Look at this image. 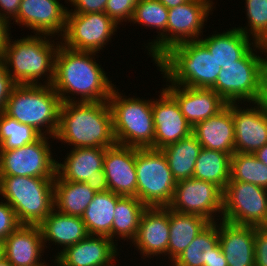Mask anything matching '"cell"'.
Wrapping results in <instances>:
<instances>
[{
	"instance_id": "1",
	"label": "cell",
	"mask_w": 267,
	"mask_h": 266,
	"mask_svg": "<svg viewBox=\"0 0 267 266\" xmlns=\"http://www.w3.org/2000/svg\"><path fill=\"white\" fill-rule=\"evenodd\" d=\"M95 52L70 49L60 43L52 87L62 103L108 101L115 86L96 60ZM71 95V96H70ZM75 96V97H73ZM76 96H80V98Z\"/></svg>"
},
{
	"instance_id": "2",
	"label": "cell",
	"mask_w": 267,
	"mask_h": 266,
	"mask_svg": "<svg viewBox=\"0 0 267 266\" xmlns=\"http://www.w3.org/2000/svg\"><path fill=\"white\" fill-rule=\"evenodd\" d=\"M55 139L72 148L114 146L116 142L108 101L62 103Z\"/></svg>"
},
{
	"instance_id": "3",
	"label": "cell",
	"mask_w": 267,
	"mask_h": 266,
	"mask_svg": "<svg viewBox=\"0 0 267 266\" xmlns=\"http://www.w3.org/2000/svg\"><path fill=\"white\" fill-rule=\"evenodd\" d=\"M53 37L30 34L14 41L9 37L1 59L16 84H52L55 56L61 43V40L55 42ZM44 77L46 80L42 83L40 80Z\"/></svg>"
},
{
	"instance_id": "4",
	"label": "cell",
	"mask_w": 267,
	"mask_h": 266,
	"mask_svg": "<svg viewBox=\"0 0 267 266\" xmlns=\"http://www.w3.org/2000/svg\"><path fill=\"white\" fill-rule=\"evenodd\" d=\"M153 64L162 78H166L165 82L190 88H211L221 71L214 56L200 40L172 46Z\"/></svg>"
},
{
	"instance_id": "5",
	"label": "cell",
	"mask_w": 267,
	"mask_h": 266,
	"mask_svg": "<svg viewBox=\"0 0 267 266\" xmlns=\"http://www.w3.org/2000/svg\"><path fill=\"white\" fill-rule=\"evenodd\" d=\"M257 50L262 53L259 55ZM266 53L267 46L257 43L242 59L230 65L222 66L211 89L227 103H252L266 100ZM262 54L265 57H262Z\"/></svg>"
},
{
	"instance_id": "6",
	"label": "cell",
	"mask_w": 267,
	"mask_h": 266,
	"mask_svg": "<svg viewBox=\"0 0 267 266\" xmlns=\"http://www.w3.org/2000/svg\"><path fill=\"white\" fill-rule=\"evenodd\" d=\"M61 104L52 85L17 84L4 112L20 123L33 127L41 135L54 138L59 126Z\"/></svg>"
},
{
	"instance_id": "7",
	"label": "cell",
	"mask_w": 267,
	"mask_h": 266,
	"mask_svg": "<svg viewBox=\"0 0 267 266\" xmlns=\"http://www.w3.org/2000/svg\"><path fill=\"white\" fill-rule=\"evenodd\" d=\"M118 90L115 87L108 99L116 144L154 149L152 98H128Z\"/></svg>"
},
{
	"instance_id": "8",
	"label": "cell",
	"mask_w": 267,
	"mask_h": 266,
	"mask_svg": "<svg viewBox=\"0 0 267 266\" xmlns=\"http://www.w3.org/2000/svg\"><path fill=\"white\" fill-rule=\"evenodd\" d=\"M55 178L0 176V195L21 225H39L54 209Z\"/></svg>"
},
{
	"instance_id": "9",
	"label": "cell",
	"mask_w": 267,
	"mask_h": 266,
	"mask_svg": "<svg viewBox=\"0 0 267 266\" xmlns=\"http://www.w3.org/2000/svg\"><path fill=\"white\" fill-rule=\"evenodd\" d=\"M137 198L147 207H168L176 180L161 149L136 148Z\"/></svg>"
},
{
	"instance_id": "10",
	"label": "cell",
	"mask_w": 267,
	"mask_h": 266,
	"mask_svg": "<svg viewBox=\"0 0 267 266\" xmlns=\"http://www.w3.org/2000/svg\"><path fill=\"white\" fill-rule=\"evenodd\" d=\"M221 220L263 226L267 220V189L248 182L229 180L223 190Z\"/></svg>"
},
{
	"instance_id": "11",
	"label": "cell",
	"mask_w": 267,
	"mask_h": 266,
	"mask_svg": "<svg viewBox=\"0 0 267 266\" xmlns=\"http://www.w3.org/2000/svg\"><path fill=\"white\" fill-rule=\"evenodd\" d=\"M41 136L31 144L11 150H0V176H29L55 178L57 160L48 141ZM51 146V147H50Z\"/></svg>"
},
{
	"instance_id": "12",
	"label": "cell",
	"mask_w": 267,
	"mask_h": 266,
	"mask_svg": "<svg viewBox=\"0 0 267 266\" xmlns=\"http://www.w3.org/2000/svg\"><path fill=\"white\" fill-rule=\"evenodd\" d=\"M119 26L105 13H67L61 43L78 51L99 53L111 42Z\"/></svg>"
},
{
	"instance_id": "13",
	"label": "cell",
	"mask_w": 267,
	"mask_h": 266,
	"mask_svg": "<svg viewBox=\"0 0 267 266\" xmlns=\"http://www.w3.org/2000/svg\"><path fill=\"white\" fill-rule=\"evenodd\" d=\"M168 207L176 212L196 214L210 222H217L222 219L223 190L212 182L183 179L176 182Z\"/></svg>"
},
{
	"instance_id": "14",
	"label": "cell",
	"mask_w": 267,
	"mask_h": 266,
	"mask_svg": "<svg viewBox=\"0 0 267 266\" xmlns=\"http://www.w3.org/2000/svg\"><path fill=\"white\" fill-rule=\"evenodd\" d=\"M106 148H72L65 160L57 161L56 174L65 181L85 182L95 192L109 191L105 177Z\"/></svg>"
},
{
	"instance_id": "15",
	"label": "cell",
	"mask_w": 267,
	"mask_h": 266,
	"mask_svg": "<svg viewBox=\"0 0 267 266\" xmlns=\"http://www.w3.org/2000/svg\"><path fill=\"white\" fill-rule=\"evenodd\" d=\"M238 104L231 103L235 129L234 153H254L267 144V99L250 102L249 105L248 102Z\"/></svg>"
},
{
	"instance_id": "16",
	"label": "cell",
	"mask_w": 267,
	"mask_h": 266,
	"mask_svg": "<svg viewBox=\"0 0 267 266\" xmlns=\"http://www.w3.org/2000/svg\"><path fill=\"white\" fill-rule=\"evenodd\" d=\"M214 3L213 0H190L168 9L167 51L174 45L202 37Z\"/></svg>"
},
{
	"instance_id": "17",
	"label": "cell",
	"mask_w": 267,
	"mask_h": 266,
	"mask_svg": "<svg viewBox=\"0 0 267 266\" xmlns=\"http://www.w3.org/2000/svg\"><path fill=\"white\" fill-rule=\"evenodd\" d=\"M67 2V0H65ZM68 8L59 0H21L13 23L32 30L34 34L64 35Z\"/></svg>"
},
{
	"instance_id": "18",
	"label": "cell",
	"mask_w": 267,
	"mask_h": 266,
	"mask_svg": "<svg viewBox=\"0 0 267 266\" xmlns=\"http://www.w3.org/2000/svg\"><path fill=\"white\" fill-rule=\"evenodd\" d=\"M159 98H152V113L155 127L154 149L178 142L192 134L188 123L175 98L163 87Z\"/></svg>"
},
{
	"instance_id": "19",
	"label": "cell",
	"mask_w": 267,
	"mask_h": 266,
	"mask_svg": "<svg viewBox=\"0 0 267 266\" xmlns=\"http://www.w3.org/2000/svg\"><path fill=\"white\" fill-rule=\"evenodd\" d=\"M169 238V207H147L131 245H134V249L137 248L142 259L146 261L145 258H148L149 261L154 256L168 257Z\"/></svg>"
},
{
	"instance_id": "20",
	"label": "cell",
	"mask_w": 267,
	"mask_h": 266,
	"mask_svg": "<svg viewBox=\"0 0 267 266\" xmlns=\"http://www.w3.org/2000/svg\"><path fill=\"white\" fill-rule=\"evenodd\" d=\"M108 236L88 235L85 239L54 254V266H117L120 256L117 247Z\"/></svg>"
},
{
	"instance_id": "21",
	"label": "cell",
	"mask_w": 267,
	"mask_h": 266,
	"mask_svg": "<svg viewBox=\"0 0 267 266\" xmlns=\"http://www.w3.org/2000/svg\"><path fill=\"white\" fill-rule=\"evenodd\" d=\"M136 147L115 144L106 148L104 172L108 188L113 193L137 197Z\"/></svg>"
},
{
	"instance_id": "22",
	"label": "cell",
	"mask_w": 267,
	"mask_h": 266,
	"mask_svg": "<svg viewBox=\"0 0 267 266\" xmlns=\"http://www.w3.org/2000/svg\"><path fill=\"white\" fill-rule=\"evenodd\" d=\"M164 87L175 98L181 113L192 127L216 115L228 104L211 88H190L170 82Z\"/></svg>"
},
{
	"instance_id": "23",
	"label": "cell",
	"mask_w": 267,
	"mask_h": 266,
	"mask_svg": "<svg viewBox=\"0 0 267 266\" xmlns=\"http://www.w3.org/2000/svg\"><path fill=\"white\" fill-rule=\"evenodd\" d=\"M2 243L4 258L12 266H50L42 259L45 246L39 225H20Z\"/></svg>"
},
{
	"instance_id": "24",
	"label": "cell",
	"mask_w": 267,
	"mask_h": 266,
	"mask_svg": "<svg viewBox=\"0 0 267 266\" xmlns=\"http://www.w3.org/2000/svg\"><path fill=\"white\" fill-rule=\"evenodd\" d=\"M219 244L228 266H255L256 227L218 222Z\"/></svg>"
},
{
	"instance_id": "25",
	"label": "cell",
	"mask_w": 267,
	"mask_h": 266,
	"mask_svg": "<svg viewBox=\"0 0 267 266\" xmlns=\"http://www.w3.org/2000/svg\"><path fill=\"white\" fill-rule=\"evenodd\" d=\"M192 134L202 145V148L219 150L232 156L234 154L235 129L231 103H228L216 115L196 124Z\"/></svg>"
},
{
	"instance_id": "26",
	"label": "cell",
	"mask_w": 267,
	"mask_h": 266,
	"mask_svg": "<svg viewBox=\"0 0 267 266\" xmlns=\"http://www.w3.org/2000/svg\"><path fill=\"white\" fill-rule=\"evenodd\" d=\"M131 23L157 30L158 35L154 37L156 39L149 40L144 46L155 63L167 52L168 8L159 0H140L134 8Z\"/></svg>"
},
{
	"instance_id": "27",
	"label": "cell",
	"mask_w": 267,
	"mask_h": 266,
	"mask_svg": "<svg viewBox=\"0 0 267 266\" xmlns=\"http://www.w3.org/2000/svg\"><path fill=\"white\" fill-rule=\"evenodd\" d=\"M39 227L46 249L49 248L47 243L55 244L60 248L57 255L89 235L81 217L61 213L55 208L39 224Z\"/></svg>"
},
{
	"instance_id": "28",
	"label": "cell",
	"mask_w": 267,
	"mask_h": 266,
	"mask_svg": "<svg viewBox=\"0 0 267 266\" xmlns=\"http://www.w3.org/2000/svg\"><path fill=\"white\" fill-rule=\"evenodd\" d=\"M214 56L220 68L242 59L257 43L244 35L238 28L213 34L199 39Z\"/></svg>"
},
{
	"instance_id": "29",
	"label": "cell",
	"mask_w": 267,
	"mask_h": 266,
	"mask_svg": "<svg viewBox=\"0 0 267 266\" xmlns=\"http://www.w3.org/2000/svg\"><path fill=\"white\" fill-rule=\"evenodd\" d=\"M211 222L196 215L180 213L169 208L170 238L168 258L172 263Z\"/></svg>"
},
{
	"instance_id": "30",
	"label": "cell",
	"mask_w": 267,
	"mask_h": 266,
	"mask_svg": "<svg viewBox=\"0 0 267 266\" xmlns=\"http://www.w3.org/2000/svg\"><path fill=\"white\" fill-rule=\"evenodd\" d=\"M85 182L54 180V208L61 213L82 217L95 194Z\"/></svg>"
},
{
	"instance_id": "31",
	"label": "cell",
	"mask_w": 267,
	"mask_h": 266,
	"mask_svg": "<svg viewBox=\"0 0 267 266\" xmlns=\"http://www.w3.org/2000/svg\"><path fill=\"white\" fill-rule=\"evenodd\" d=\"M121 197L110 190L95 194L81 217L89 235L108 236L111 239L114 211Z\"/></svg>"
},
{
	"instance_id": "32",
	"label": "cell",
	"mask_w": 267,
	"mask_h": 266,
	"mask_svg": "<svg viewBox=\"0 0 267 266\" xmlns=\"http://www.w3.org/2000/svg\"><path fill=\"white\" fill-rule=\"evenodd\" d=\"M201 149L202 145L193 134L161 149L176 181L193 178L196 160Z\"/></svg>"
},
{
	"instance_id": "33",
	"label": "cell",
	"mask_w": 267,
	"mask_h": 266,
	"mask_svg": "<svg viewBox=\"0 0 267 266\" xmlns=\"http://www.w3.org/2000/svg\"><path fill=\"white\" fill-rule=\"evenodd\" d=\"M147 206L137 197L122 196L116 204L114 211V219L111 229V240L115 241L127 240L131 244L134 240L141 216ZM116 237V238H115ZM117 239V240H116Z\"/></svg>"
},
{
	"instance_id": "34",
	"label": "cell",
	"mask_w": 267,
	"mask_h": 266,
	"mask_svg": "<svg viewBox=\"0 0 267 266\" xmlns=\"http://www.w3.org/2000/svg\"><path fill=\"white\" fill-rule=\"evenodd\" d=\"M230 159L228 153L202 148L196 160L193 178L212 182L224 190L230 180Z\"/></svg>"
},
{
	"instance_id": "35",
	"label": "cell",
	"mask_w": 267,
	"mask_h": 266,
	"mask_svg": "<svg viewBox=\"0 0 267 266\" xmlns=\"http://www.w3.org/2000/svg\"><path fill=\"white\" fill-rule=\"evenodd\" d=\"M218 244V221L211 222L171 263V266H210V258Z\"/></svg>"
},
{
	"instance_id": "36",
	"label": "cell",
	"mask_w": 267,
	"mask_h": 266,
	"mask_svg": "<svg viewBox=\"0 0 267 266\" xmlns=\"http://www.w3.org/2000/svg\"><path fill=\"white\" fill-rule=\"evenodd\" d=\"M230 180L248 182L267 189V166L253 153H234L230 159Z\"/></svg>"
},
{
	"instance_id": "37",
	"label": "cell",
	"mask_w": 267,
	"mask_h": 266,
	"mask_svg": "<svg viewBox=\"0 0 267 266\" xmlns=\"http://www.w3.org/2000/svg\"><path fill=\"white\" fill-rule=\"evenodd\" d=\"M41 136L33 127L20 123L5 112L0 113V150L20 148Z\"/></svg>"
},
{
	"instance_id": "38",
	"label": "cell",
	"mask_w": 267,
	"mask_h": 266,
	"mask_svg": "<svg viewBox=\"0 0 267 266\" xmlns=\"http://www.w3.org/2000/svg\"><path fill=\"white\" fill-rule=\"evenodd\" d=\"M247 26L237 27L256 43L267 46V0H245Z\"/></svg>"
},
{
	"instance_id": "39",
	"label": "cell",
	"mask_w": 267,
	"mask_h": 266,
	"mask_svg": "<svg viewBox=\"0 0 267 266\" xmlns=\"http://www.w3.org/2000/svg\"><path fill=\"white\" fill-rule=\"evenodd\" d=\"M140 0H108L105 13L119 26L123 22H130L135 6Z\"/></svg>"
},
{
	"instance_id": "40",
	"label": "cell",
	"mask_w": 267,
	"mask_h": 266,
	"mask_svg": "<svg viewBox=\"0 0 267 266\" xmlns=\"http://www.w3.org/2000/svg\"><path fill=\"white\" fill-rule=\"evenodd\" d=\"M15 211L5 201H0V242H3L7 236L15 231L19 226Z\"/></svg>"
},
{
	"instance_id": "41",
	"label": "cell",
	"mask_w": 267,
	"mask_h": 266,
	"mask_svg": "<svg viewBox=\"0 0 267 266\" xmlns=\"http://www.w3.org/2000/svg\"><path fill=\"white\" fill-rule=\"evenodd\" d=\"M16 82L9 75L4 61L0 58V113L4 112Z\"/></svg>"
},
{
	"instance_id": "42",
	"label": "cell",
	"mask_w": 267,
	"mask_h": 266,
	"mask_svg": "<svg viewBox=\"0 0 267 266\" xmlns=\"http://www.w3.org/2000/svg\"><path fill=\"white\" fill-rule=\"evenodd\" d=\"M108 0H67L73 9L67 13H97L105 12V6ZM69 2V3H68Z\"/></svg>"
},
{
	"instance_id": "43",
	"label": "cell",
	"mask_w": 267,
	"mask_h": 266,
	"mask_svg": "<svg viewBox=\"0 0 267 266\" xmlns=\"http://www.w3.org/2000/svg\"><path fill=\"white\" fill-rule=\"evenodd\" d=\"M255 266H267V228L256 227Z\"/></svg>"
},
{
	"instance_id": "44",
	"label": "cell",
	"mask_w": 267,
	"mask_h": 266,
	"mask_svg": "<svg viewBox=\"0 0 267 266\" xmlns=\"http://www.w3.org/2000/svg\"><path fill=\"white\" fill-rule=\"evenodd\" d=\"M21 0H0V15L10 24L17 17Z\"/></svg>"
},
{
	"instance_id": "45",
	"label": "cell",
	"mask_w": 267,
	"mask_h": 266,
	"mask_svg": "<svg viewBox=\"0 0 267 266\" xmlns=\"http://www.w3.org/2000/svg\"><path fill=\"white\" fill-rule=\"evenodd\" d=\"M9 25L10 23L0 15V58H2V54L10 37L9 35H11L10 31L12 26Z\"/></svg>"
},
{
	"instance_id": "46",
	"label": "cell",
	"mask_w": 267,
	"mask_h": 266,
	"mask_svg": "<svg viewBox=\"0 0 267 266\" xmlns=\"http://www.w3.org/2000/svg\"><path fill=\"white\" fill-rule=\"evenodd\" d=\"M210 266H228L220 244L214 248V253H212L210 258Z\"/></svg>"
},
{
	"instance_id": "47",
	"label": "cell",
	"mask_w": 267,
	"mask_h": 266,
	"mask_svg": "<svg viewBox=\"0 0 267 266\" xmlns=\"http://www.w3.org/2000/svg\"><path fill=\"white\" fill-rule=\"evenodd\" d=\"M258 160L267 166V144L253 153Z\"/></svg>"
},
{
	"instance_id": "48",
	"label": "cell",
	"mask_w": 267,
	"mask_h": 266,
	"mask_svg": "<svg viewBox=\"0 0 267 266\" xmlns=\"http://www.w3.org/2000/svg\"><path fill=\"white\" fill-rule=\"evenodd\" d=\"M166 8L170 9L173 7H176L178 5H181L183 3H186L190 0H159Z\"/></svg>"
},
{
	"instance_id": "49",
	"label": "cell",
	"mask_w": 267,
	"mask_h": 266,
	"mask_svg": "<svg viewBox=\"0 0 267 266\" xmlns=\"http://www.w3.org/2000/svg\"><path fill=\"white\" fill-rule=\"evenodd\" d=\"M0 266H12V265H11V263L7 259L3 258L0 261Z\"/></svg>"
},
{
	"instance_id": "50",
	"label": "cell",
	"mask_w": 267,
	"mask_h": 266,
	"mask_svg": "<svg viewBox=\"0 0 267 266\" xmlns=\"http://www.w3.org/2000/svg\"><path fill=\"white\" fill-rule=\"evenodd\" d=\"M4 258L3 243L0 242V261Z\"/></svg>"
},
{
	"instance_id": "51",
	"label": "cell",
	"mask_w": 267,
	"mask_h": 266,
	"mask_svg": "<svg viewBox=\"0 0 267 266\" xmlns=\"http://www.w3.org/2000/svg\"><path fill=\"white\" fill-rule=\"evenodd\" d=\"M263 227H266L267 228V220H266L265 224L263 225Z\"/></svg>"
}]
</instances>
